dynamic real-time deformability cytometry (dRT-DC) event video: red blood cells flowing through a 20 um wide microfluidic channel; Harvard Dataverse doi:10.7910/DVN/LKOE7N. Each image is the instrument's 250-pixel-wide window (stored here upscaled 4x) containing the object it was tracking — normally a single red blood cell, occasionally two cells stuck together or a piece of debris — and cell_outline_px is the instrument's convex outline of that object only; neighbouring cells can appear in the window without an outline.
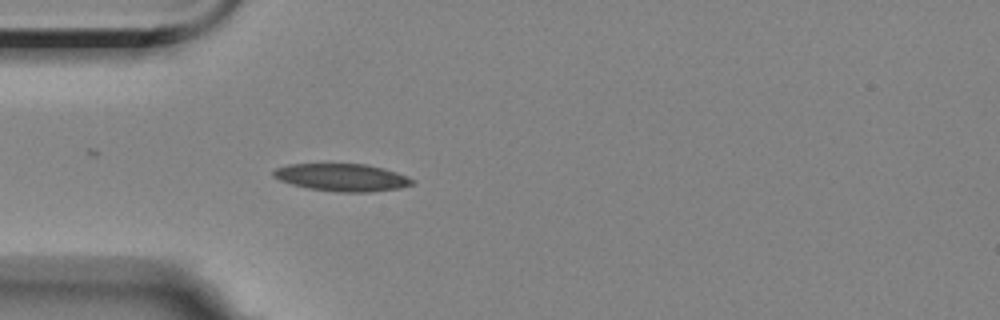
{"species": "Egyptian fruit bat (a non-hibernating species)", "species_latin": "Rousettus aegyptiacus", "temperature_condition": "room temperature", "stored_images_in_passage": 1, "camera_frame_rate_fps": 3000, "um_per_image_px": 0.085, "animal": {"sex": "female"}, "frame": {"image": 1, "passage_image": 1, "time_ms": 0.0, "image_size_px": [1000, 320], "cell_outline_px": [[416, 180], [412, 184], [400, 188], [372, 192], [336, 192], [308, 188], [292, 184], [280, 180], [272, 176], [272, 172], [276, 168], [288, 164], [364, 164], [384, 168], [396, 172]], "centroid_in_image_um": [29.07, 15.08], "position_along_channel_um": 55.9, "area_um2": 22.25}}